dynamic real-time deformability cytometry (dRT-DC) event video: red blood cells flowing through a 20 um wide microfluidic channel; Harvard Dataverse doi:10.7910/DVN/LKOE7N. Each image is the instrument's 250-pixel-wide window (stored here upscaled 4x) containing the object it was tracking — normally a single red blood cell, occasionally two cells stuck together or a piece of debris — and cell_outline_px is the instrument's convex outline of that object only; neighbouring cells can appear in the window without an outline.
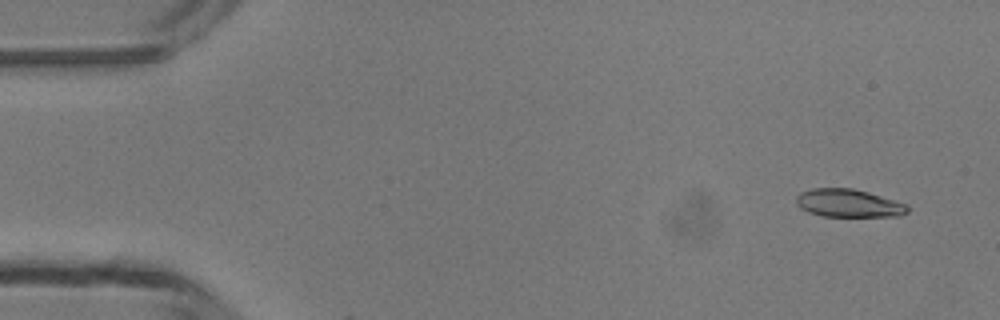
{"species": "common noctule bat (a hibernating species)", "species_latin": "Nyctalus noctula", "temperature_condition": "room temperature", "stored_images_in_passage": 3, "camera_frame_rate_fps": 3000, "um_per_image_px": 0.085, "animal": {"sex": "male", "body_mass_g": 13.3}, "frame": {"image": 1, "passage_image": 1, "time_ms": 0.0, "image_size_px": [1000, 320], "cell_outline_px": [[908, 212], [900, 216], [824, 216], [808, 212], [800, 208], [796, 204], [796, 196], [800, 192], [812, 188], [852, 188], [868, 192], [908, 204]], "centroid_in_image_um": [72.12, 17.27], "position_along_channel_um": 12.9, "area_um2": 18.21}}